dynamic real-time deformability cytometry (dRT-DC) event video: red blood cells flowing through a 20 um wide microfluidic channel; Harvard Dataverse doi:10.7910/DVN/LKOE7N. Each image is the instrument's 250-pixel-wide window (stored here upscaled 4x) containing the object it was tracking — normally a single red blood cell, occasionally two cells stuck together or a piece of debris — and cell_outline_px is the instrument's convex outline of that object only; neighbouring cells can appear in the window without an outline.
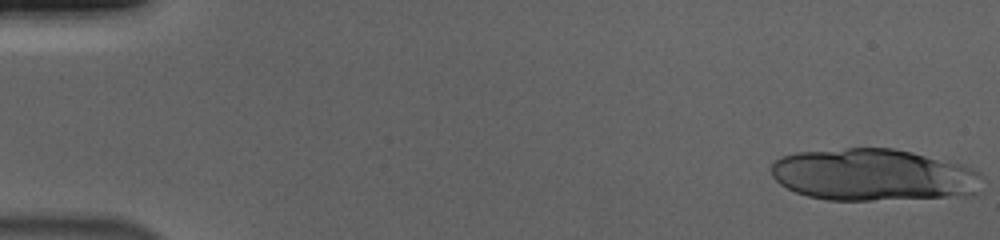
{"species": "human", "species_latin": "Homo sapiens", "temperature_condition": "cold", "stored_images_in_passage": 17, "camera_frame_rate_fps": 3000, "um_per_image_px": 0.085, "donor": {"sex": "male"}, "frame": {"image": 1, "passage_image": 1, "time_ms": 0.0, "image_size_px": [1000, 240], "cell_outline_px": [[980, 192], [976, 196], [872, 200], [828, 200], [808, 196], [796, 192], [780, 184], [772, 176], [772, 164], [776, 160], [784, 156], [796, 152], [848, 148], [892, 148], [912, 152], [960, 164], [980, 172]], "centroid_in_image_um": [74.28, 14.88], "position_along_channel_um": 10.7, "area_um2": 64.22}}